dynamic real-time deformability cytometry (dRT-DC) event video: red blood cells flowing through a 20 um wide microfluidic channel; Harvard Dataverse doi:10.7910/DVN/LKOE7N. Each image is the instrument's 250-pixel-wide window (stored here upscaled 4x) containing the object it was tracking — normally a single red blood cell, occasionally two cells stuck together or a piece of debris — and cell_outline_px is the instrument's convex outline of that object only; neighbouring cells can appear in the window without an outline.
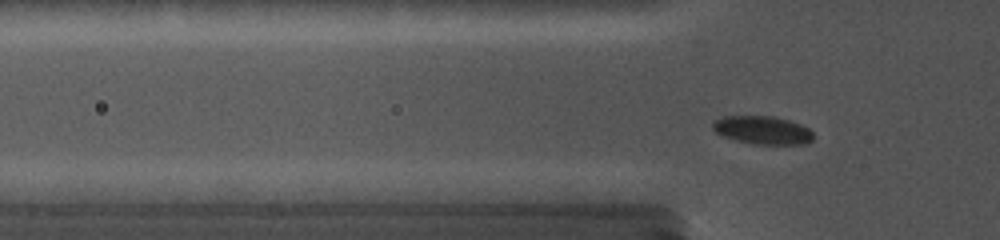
{"species": "common noctule bat (a hibernating species)", "species_latin": "Nyctalus noctula", "temperature_condition": "cold", "stored_images_in_passage": 71, "camera_frame_rate_fps": 5000, "um_per_image_px": 0.085, "animal": {"sex": "female", "body_mass_g": 19.0, "forearm_length_mm": 56.7}, "frame": {"image": 1, "passage_image": 16, "time_ms": 3.0, "image_size_px": [1000, 240], "cell_outline_px": [[816, 136], [808, 144], [752, 144], [736, 140], [724, 136], [716, 132], [712, 128], [712, 120], [720, 116], [776, 116], [792, 120], [804, 124]], "centroid_in_image_um": [64.86, 11.04], "position_along_channel_um": 60.9, "area_um2": 16.99}}
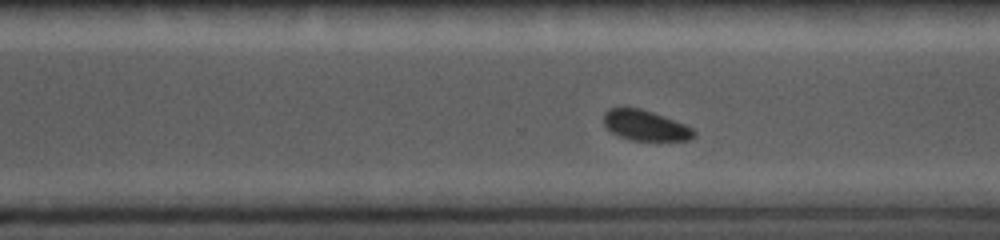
{"frame": {"image": 2, "passage_image": 50, "time_ms": 9.8, "image_size_px": [1000, 240], "cell_outline_px": [[696, 136], [692, 140], [628, 140], [616, 136], [608, 132], [604, 128], [604, 116], [612, 108], [636, 108], [652, 112], [688, 124], [696, 132]], "centroid_in_image_um": [54.88, 10.69], "position_along_channel_um": 315.7, "area_um2": 16.18}}
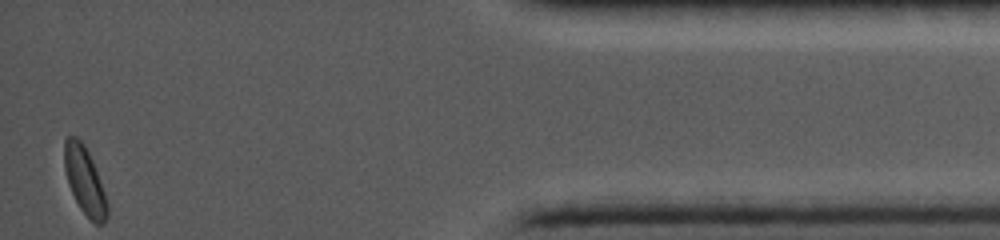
{"frame": {"image": 3, "passage_image": 71, "time_ms": 14.0, "image_size_px": [1000, 240], "cell_outline_px": [[108, 216], [104, 224], [96, 224], [80, 208], [68, 184], [64, 168], [64, 140], [68, 136], [76, 136], [84, 144], [92, 160], [104, 192], [108, 204]], "centroid_in_image_um": [7.19, 15.34], "position_along_channel_um": 428.0, "area_um2": 16.65}}